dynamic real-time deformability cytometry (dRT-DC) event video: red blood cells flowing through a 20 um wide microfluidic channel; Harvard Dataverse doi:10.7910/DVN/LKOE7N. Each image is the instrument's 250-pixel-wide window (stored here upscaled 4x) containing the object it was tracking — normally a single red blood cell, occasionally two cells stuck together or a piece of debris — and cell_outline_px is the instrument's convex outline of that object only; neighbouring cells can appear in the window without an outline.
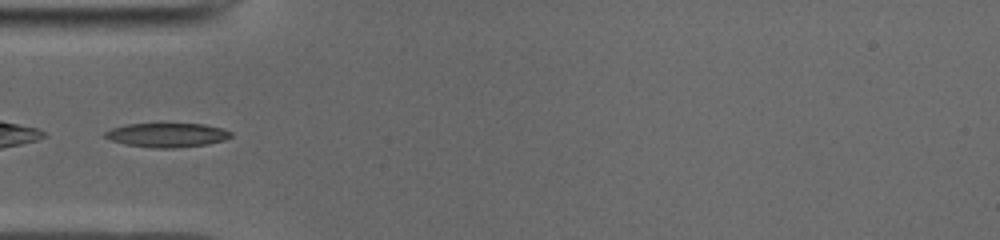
{"species": "common noctule bat (a hibernating species)", "species_latin": "Nyctalus noctula", "temperature_condition": "cold", "stored_images_in_passage": 34, "camera_frame_rate_fps": 3000, "um_per_image_px": 0.085, "animal": {"sex": "male", "body_mass_g": 19.0, "forearm_length_mm": 50.8}, "frame": {"image": 1, "passage_image": 5, "time_ms": 1.333, "image_size_px": [1000, 240], "cell_outline_px": [[232, 136], [224, 140], [208, 144], [172, 148], [152, 148], [124, 144], [112, 140], [104, 136], [104, 132], [112, 128], [128, 124], [204, 124], [224, 128], [232, 132]], "centroid_in_image_um": [14.23, 11.48], "position_along_channel_um": 70.8, "area_um2": 17.69}}
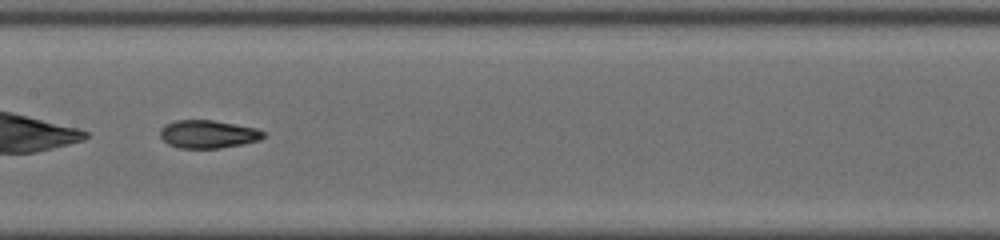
{"frame": {"image": 2, "passage_image": 14, "time_ms": 4.333, "image_size_px": [1000, 240], "cell_outline_px": [[264, 136], [260, 140], [244, 144], [220, 148], [180, 148], [168, 144], [160, 136], [160, 128], [164, 124], [176, 120], [212, 120], [256, 128], [264, 132]], "centroid_in_image_um": [17.66, 11.4], "position_along_channel_um": 189.7, "area_um2": 16.88}}
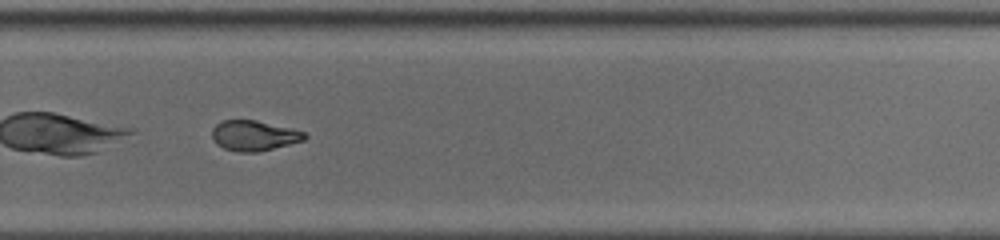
{"frame": {"image": 3, "passage_image": 23, "time_ms": 7.333, "image_size_px": [1000, 240], "cell_outline_px": [[308, 136], [304, 140], [256, 152], [236, 152], [224, 148], [216, 144], [212, 136], [212, 128], [220, 120], [256, 120], [292, 128], [304, 132]], "centroid_in_image_um": [21.56, 11.51], "position_along_channel_um": 308.2, "area_um2": 16.3}, "authors_computed_cell_mechanics": {"area_um2": 17.5712, "velocity_mm_per_s": 3.955, "shape_relaxation_time_tau1_ms": 6.6303, "shape_relaxation_time_tau2_ms": 3.1524, "deformation_change_tau1": 0.226, "deformation_change_tau2": 0.081}}